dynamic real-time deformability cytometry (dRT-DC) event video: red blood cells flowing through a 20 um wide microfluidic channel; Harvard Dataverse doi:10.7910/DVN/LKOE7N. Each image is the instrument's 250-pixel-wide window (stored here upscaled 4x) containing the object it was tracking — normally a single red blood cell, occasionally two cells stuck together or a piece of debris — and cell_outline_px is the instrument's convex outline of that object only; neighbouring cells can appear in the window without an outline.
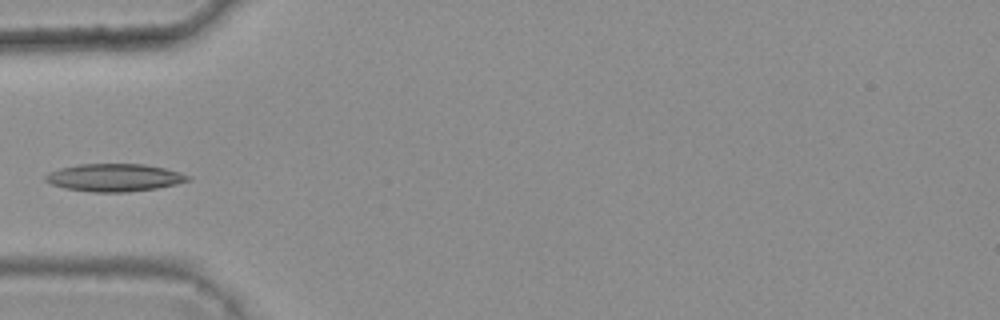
{"species": "common noctule bat (a hibernating species)", "species_latin": "Nyctalus noctula", "temperature_condition": "warm", "stored_images_in_passage": 5, "camera_frame_rate_fps": 3000, "um_per_image_px": 0.085, "animal": {"sex": "female", "body_mass_g": 25.1}, "frame": {"image": 1, "passage_image": 4, "time_ms": 1.0, "image_size_px": [1000, 320], "cell_outline_px": [[192, 180], [176, 184], [156, 188], [128, 192], [92, 192], [64, 188], [52, 184], [44, 180], [44, 176], [60, 168], [80, 164], [144, 164], [164, 168], [180, 172], [192, 176]], "centroid_in_image_um": [9.76, 15.1], "position_along_channel_um": 75.2, "area_um2": 22.95}}
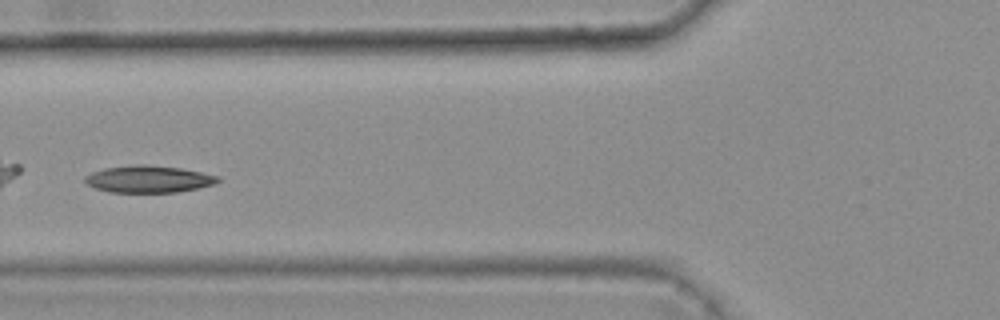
{"frame": {"image": 2, "passage_image": 5, "time_ms": 1.333, "image_size_px": [1000, 320], "cell_outline_px": [[220, 180], [216, 184], [176, 192], [108, 192], [96, 188], [88, 184], [84, 180], [84, 176], [92, 172], [104, 168], [136, 164], [144, 164], [180, 168], [220, 176]], "centroid_in_image_um": [12.62, 15.22], "position_along_channel_um": 113.2, "area_um2": 20.87}}